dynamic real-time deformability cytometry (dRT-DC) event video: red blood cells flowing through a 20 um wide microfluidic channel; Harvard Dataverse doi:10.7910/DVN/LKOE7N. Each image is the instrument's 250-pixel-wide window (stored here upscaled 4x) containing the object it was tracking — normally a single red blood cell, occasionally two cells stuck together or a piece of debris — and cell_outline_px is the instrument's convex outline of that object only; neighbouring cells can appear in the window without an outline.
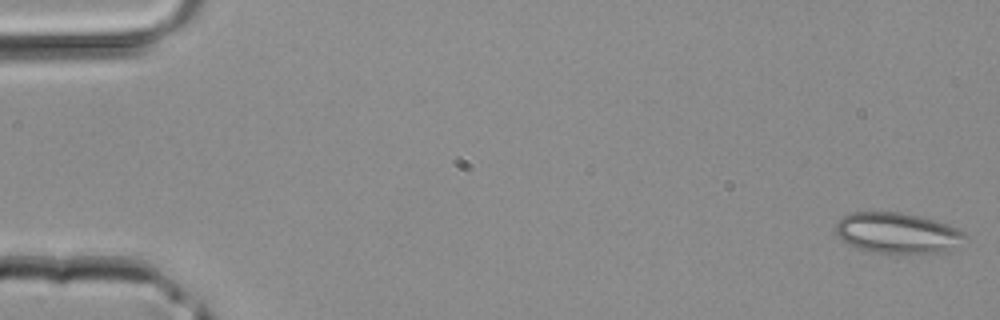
{"species": "common noctule bat (a hibernating species)", "species_latin": "Nyctalus noctula", "temperature_condition": "room temperature", "stored_images_in_passage": 42, "camera_frame_rate_fps": 3000, "um_per_image_px": 0.085, "animal": {"sex": "male", "body_mass_g": 20.4}, "frame": {"image": 1, "passage_image": 1, "time_ms": 0.0, "image_size_px": [1000, 320], "cell_outline_px": [[968, 240], [948, 252], [876, 252], [860, 248], [848, 244], [836, 232], [836, 220], [852, 212], [900, 212], [936, 220], [956, 228], [964, 232], [968, 236]], "centroid_in_image_um": [76.34, 19.79], "position_along_channel_um": 8.7, "area_um2": 30.4}}
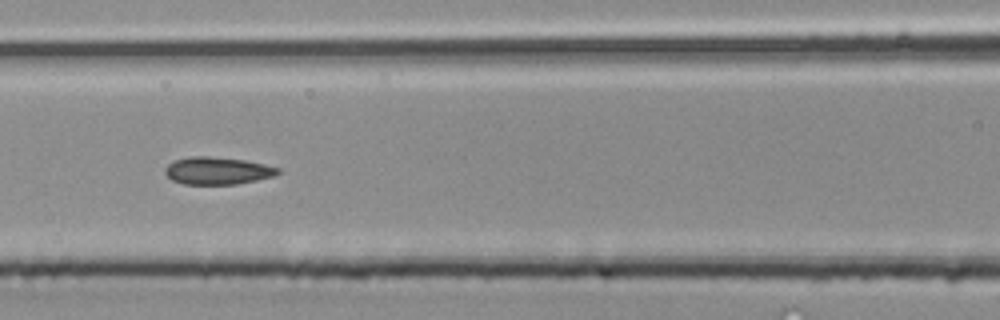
{"frame": {"image": 2, "passage_image": 19, "time_ms": 6.0, "image_size_px": [1000, 320], "cell_outline_px": [[280, 172], [272, 176], [256, 180], [236, 184], [184, 184], [172, 180], [164, 172], [164, 168], [168, 164], [176, 160], [188, 156], [208, 156], [244, 160], [264, 164], [280, 168]], "centroid_in_image_um": [18.46, 14.51], "position_along_channel_um": 148.1, "area_um2": 17.92}}
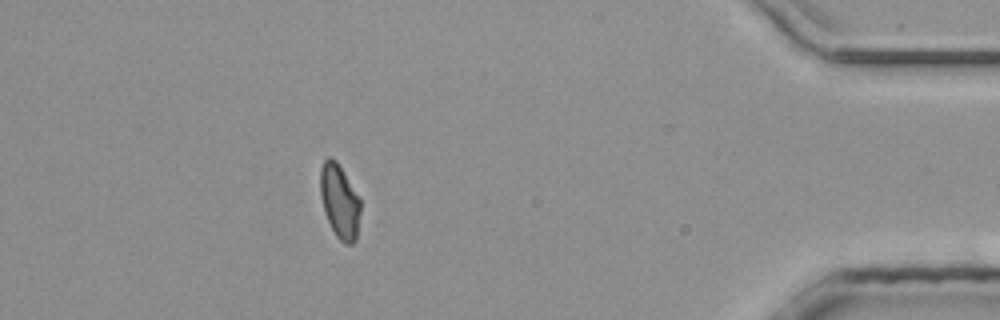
{"frame": {"image": 3, "passage_image": 38, "time_ms": 12.333, "image_size_px": [1000, 320], "cell_outline_px": [[360, 212], [356, 240], [352, 244], [344, 244], [336, 236], [324, 212], [320, 192], [320, 168], [324, 160], [328, 156], [336, 160], [360, 196]], "centroid_in_image_um": [28.87, 17.09], "position_along_channel_um": 406.3, "area_um2": 17.46}}